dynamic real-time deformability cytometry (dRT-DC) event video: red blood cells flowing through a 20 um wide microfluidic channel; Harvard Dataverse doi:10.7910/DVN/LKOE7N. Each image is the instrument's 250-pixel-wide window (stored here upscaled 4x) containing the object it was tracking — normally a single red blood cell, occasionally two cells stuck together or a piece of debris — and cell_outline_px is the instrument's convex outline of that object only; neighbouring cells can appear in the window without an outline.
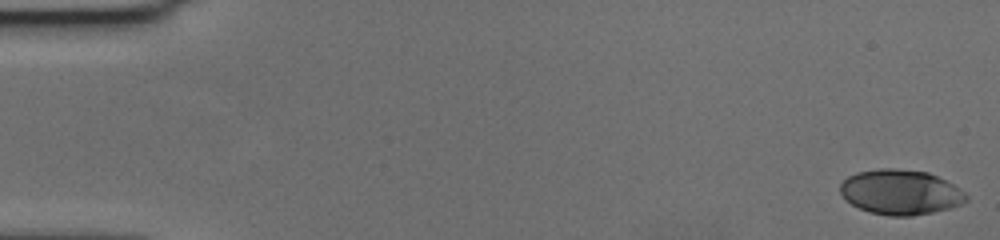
{"species": "human", "species_latin": "Homo sapiens", "temperature_condition": "cold", "stored_images_in_passage": 57, "camera_frame_rate_fps": 3000, "um_per_image_px": 0.085, "donor": {"sex": "female"}, "frame": {"image": 1, "passage_image": 1, "time_ms": 0.0, "image_size_px": [1000, 240], "cell_outline_px": [[968, 200], [952, 208], [912, 216], [888, 216], [868, 212], [852, 204], [840, 192], [840, 184], [848, 176], [856, 172], [880, 168], [896, 168], [928, 172], [960, 188], [968, 196]], "centroid_in_image_um": [76.55, 16.33], "position_along_channel_um": 8.5, "area_um2": 33.06}}
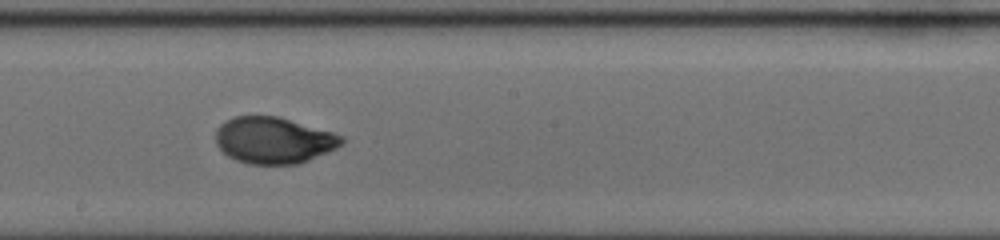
{"frame": {"image": 2, "passage_image": 32, "time_ms": 10.333, "image_size_px": [1000, 240], "cell_outline_px": [[344, 144], [328, 152], [308, 160], [296, 164], [248, 164], [236, 160], [228, 156], [216, 144], [216, 128], [224, 120], [236, 116], [276, 116], [332, 132], [344, 136]], "centroid_in_image_um": [23.25, 11.92], "position_along_channel_um": 225.0, "area_um2": 34.04}}
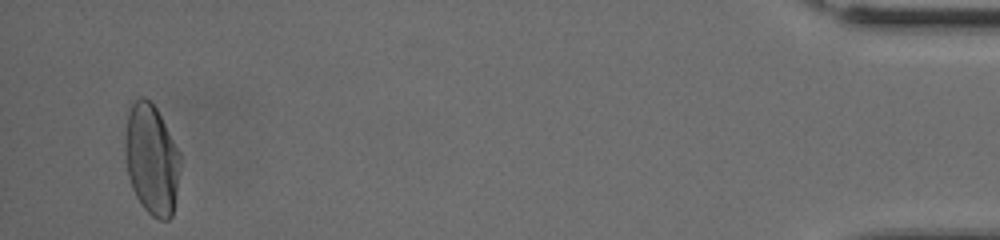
{"frame": {"image": 3, "passage_image": 55, "time_ms": 18.0, "image_size_px": [1000, 240], "cell_outline_px": [[180, 164], [176, 192], [172, 216], [168, 220], [160, 220], [152, 216], [140, 204], [132, 188], [128, 176], [124, 148], [124, 136], [128, 112], [132, 104], [140, 96], [144, 96], [156, 108], [180, 152]], "centroid_in_image_um": [12.86, 13.55], "position_along_channel_um": 422.3, "area_um2": 35.49}, "authors_computed_cell_mechanics": {"area_um2": 33.813, "velocity_mm_per_s": 3.6379, "shape_relaxation_time_tau1_ms": 4.4154, "shape_relaxation_time_tau2_ms": null, "deformation_change_tau1": 0.1765, "deformation_change_tau2": null}}